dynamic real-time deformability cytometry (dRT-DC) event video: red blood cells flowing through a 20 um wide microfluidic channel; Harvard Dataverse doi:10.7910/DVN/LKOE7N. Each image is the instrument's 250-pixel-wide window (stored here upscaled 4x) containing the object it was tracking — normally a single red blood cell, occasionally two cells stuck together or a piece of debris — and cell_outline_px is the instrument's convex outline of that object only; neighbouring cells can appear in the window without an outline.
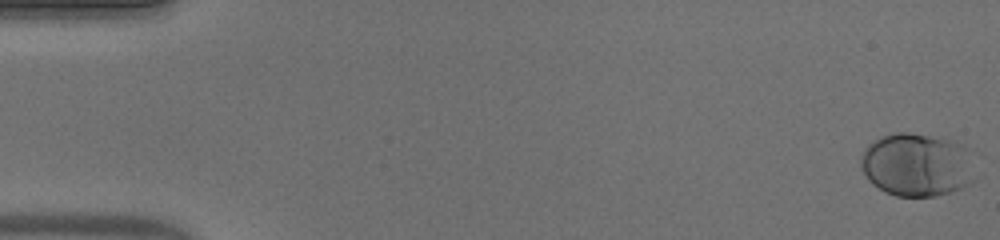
{"species": "human", "species_latin": "Homo sapiens", "temperature_condition": "warm", "stored_images_in_passage": 54, "camera_frame_rate_fps": 3000, "um_per_image_px": 0.085, "donor": {"sex": "male"}, "frame": {"image": 1, "passage_image": 1, "time_ms": 0.0, "image_size_px": [1000, 240], "cell_outline_px": [[984, 172], [976, 180], [952, 192], [936, 196], [896, 196], [884, 192], [872, 184], [868, 180], [860, 168], [860, 156], [864, 148], [868, 144], [880, 136], [896, 132], [908, 132], [956, 140], [964, 144]], "centroid_in_image_um": [78.05, 14.0], "position_along_channel_um": 7.0, "area_um2": 44.04}}
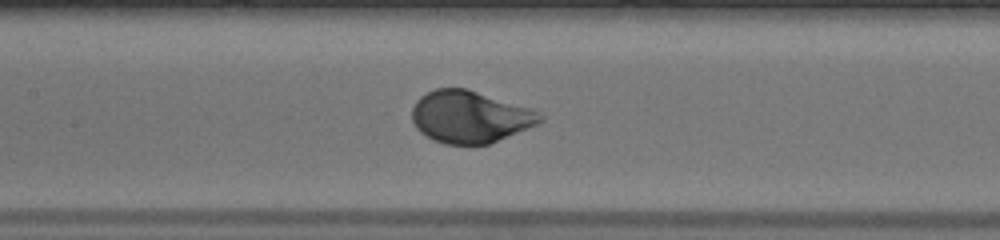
{"frame": {"image": 2, "passage_image": 26, "time_ms": 8.333, "image_size_px": [1000, 240], "cell_outline_px": [[544, 120], [528, 128], [488, 144], [444, 144], [432, 140], [420, 132], [416, 128], [412, 120], [412, 108], [416, 100], [420, 96], [436, 88], [468, 88], [532, 108], [544, 116]], "centroid_in_image_um": [39.93, 9.92], "position_along_channel_um": 167.5, "area_um2": 39.02}}
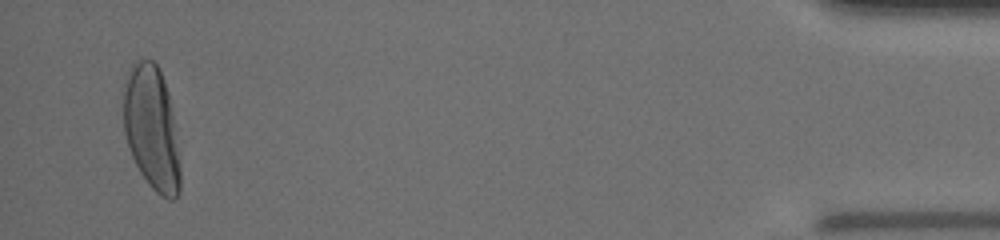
{"frame": {"image": 3, "passage_image": 52, "time_ms": 17.0, "image_size_px": [1000, 240], "cell_outline_px": [[180, 192], [172, 200], [168, 200], [160, 196], [148, 184], [140, 172], [128, 148], [124, 132], [124, 88], [128, 72], [132, 64], [136, 60], [152, 60], [156, 64], [164, 80], [168, 92], [172, 116], [180, 168]], "centroid_in_image_um": [12.87, 10.93], "position_along_channel_um": 422.3, "area_um2": 40.58}, "authors_computed_cell_mechanics": {"area_um2": 38.8127, "velocity_mm_per_s": 3.8585, "shape_relaxation_time_tau1_ms": 2.1413, "shape_relaxation_time_tau2_ms": null, "deformation_change_tau1": 0.1689, "deformation_change_tau2": null}}